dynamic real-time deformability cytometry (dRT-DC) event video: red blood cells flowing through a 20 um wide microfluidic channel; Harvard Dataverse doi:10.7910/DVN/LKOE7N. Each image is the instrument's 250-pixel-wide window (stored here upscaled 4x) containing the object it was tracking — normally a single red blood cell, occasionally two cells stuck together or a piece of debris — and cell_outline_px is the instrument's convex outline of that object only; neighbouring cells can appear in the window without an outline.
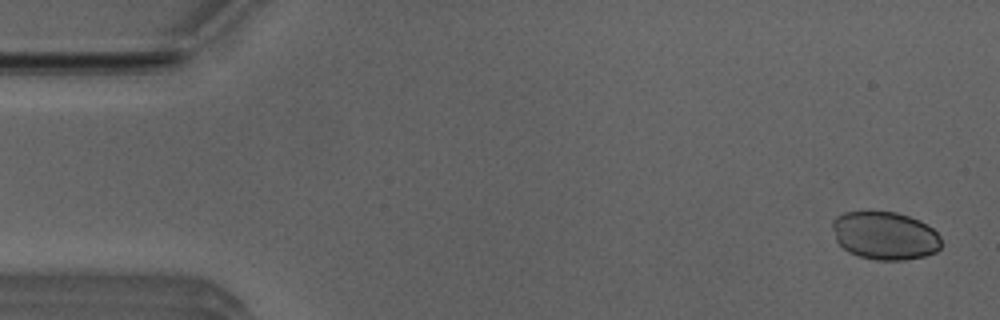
{"species": "Egyptian fruit bat (a non-hibernating species)", "species_latin": "Rousettus aegyptiacus", "temperature_condition": "room temperature", "stored_images_in_passage": 51, "camera_frame_rate_fps": 3000, "um_per_image_px": 0.085, "animal": {"sex": "male"}, "frame": {"image": 1, "passage_image": 2, "time_ms": 0.333, "image_size_px": [1000, 320], "cell_outline_px": [[940, 248], [936, 252], [924, 256], [904, 260], [876, 260], [860, 256], [848, 252], [836, 240], [832, 228], [832, 220], [836, 216], [844, 212], [864, 208], [868, 208], [896, 212], [920, 220], [932, 228], [940, 236]], "centroid_in_image_um": [75.17, 19.97], "position_along_channel_um": 9.8, "area_um2": 31.27}}
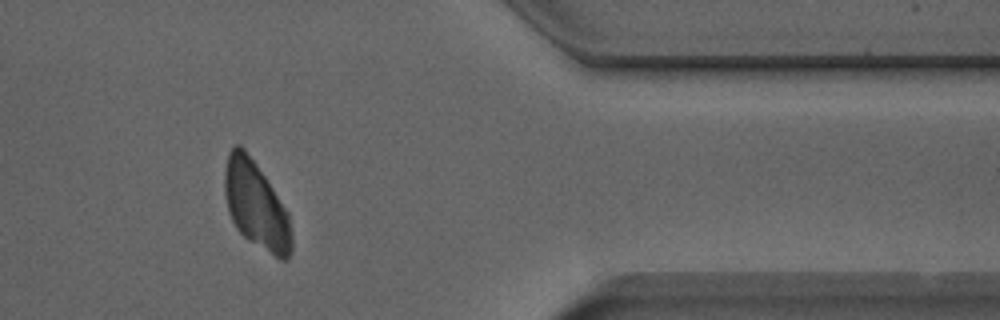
{"frame": {"image": 2, "passage_image": 42, "time_ms": 13.667, "image_size_px": [1000, 320], "cell_outline_px": [[292, 248], [288, 260], [280, 260], [248, 240], [236, 228], [228, 212], [224, 192], [224, 172], [228, 152], [236, 144], [240, 144], [244, 148], [256, 164], [288, 212], [292, 236]], "centroid_in_image_um": [21.75, 17.46], "position_along_channel_um": 389.6, "area_um2": 33.93}}
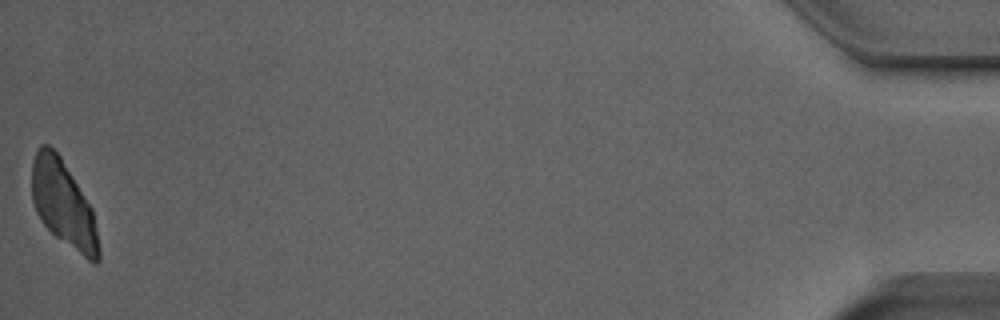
{"frame": {"image": 3, "passage_image": 51, "time_ms": 16.667, "image_size_px": [1000, 320], "cell_outline_px": [[100, 260], [96, 264], [92, 264], [56, 236], [40, 220], [36, 212], [32, 200], [32, 164], [36, 152], [40, 144], [48, 144], [60, 156], [92, 208], [100, 248]], "centroid_in_image_um": [5.39, 17.37], "position_along_channel_um": 429.8, "area_um2": 33.35}}